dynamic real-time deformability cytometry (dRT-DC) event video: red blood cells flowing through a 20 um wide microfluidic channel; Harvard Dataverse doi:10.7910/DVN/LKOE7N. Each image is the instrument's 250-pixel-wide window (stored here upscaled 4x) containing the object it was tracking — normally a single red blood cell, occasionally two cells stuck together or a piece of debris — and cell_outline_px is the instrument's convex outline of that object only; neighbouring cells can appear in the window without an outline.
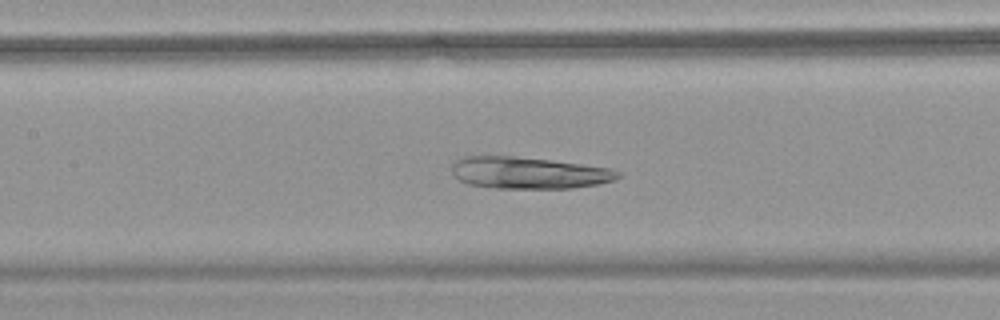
{"species": "common noctule bat (a hibernating species)", "species_latin": "Nyctalus noctula", "temperature_condition": "warm", "stored_images_in_passage": 38, "camera_frame_rate_fps": 3000, "um_per_image_px": 0.085, "animal": {"sex": "female", "body_mass_g": 18.4}, "frame": {"image": 1, "passage_image": 15, "time_ms": 4.667, "image_size_px": [1000, 320], "cell_outline_px": [[620, 176], [612, 180], [596, 184], [572, 188], [496, 188], [468, 184], [460, 180], [452, 172], [452, 164], [456, 160], [464, 156], [512, 156], [552, 160], [612, 168], [620, 172]], "centroid_in_image_um": [44.93, 14.68], "position_along_channel_um": 162.5, "area_um2": 30.63}}
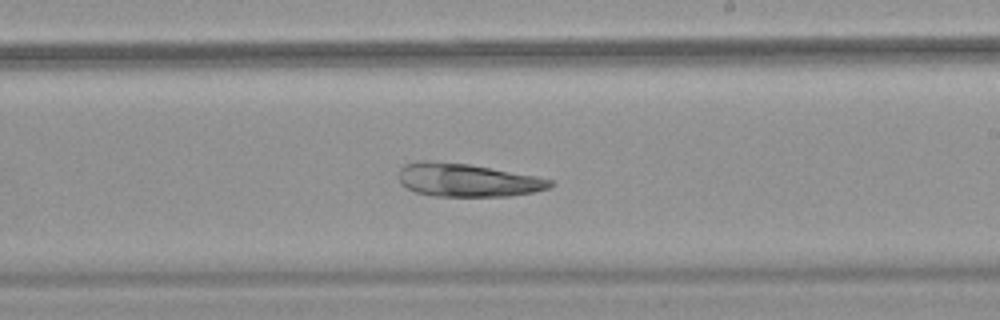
{"frame": {"image": 2, "passage_image": 22, "time_ms": 7.0, "image_size_px": [1000, 320], "cell_outline_px": [[556, 184], [548, 188], [532, 192], [508, 196], [432, 196], [416, 192], [400, 184], [400, 168], [404, 164], [420, 160], [428, 160], [468, 164], [536, 176], [552, 180]], "centroid_in_image_um": [39.7, 15.3], "position_along_channel_um": 249.3, "area_um2": 29.19}}
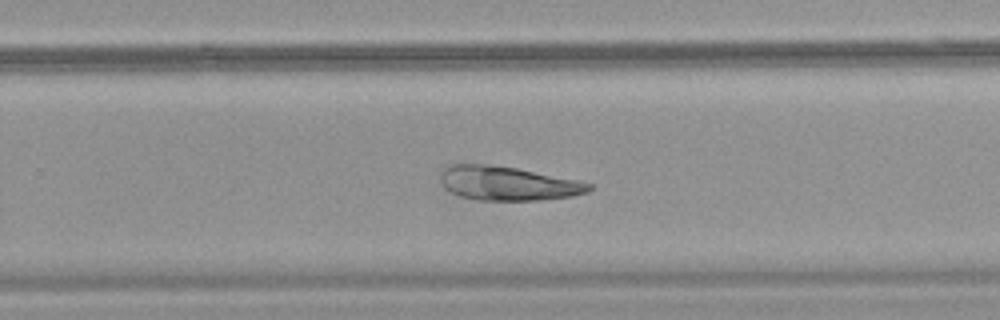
{"frame": {"image": 3, "passage_image": 25, "time_ms": 8.0, "image_size_px": [1000, 320], "cell_outline_px": [[592, 188], [588, 192], [572, 196], [540, 200], [476, 200], [460, 196], [448, 192], [444, 188], [440, 180], [440, 176], [444, 168], [452, 164], [488, 164], [516, 168], [576, 180], [592, 184]], "centroid_in_image_um": [43.12, 15.59], "position_along_channel_um": 286.7, "area_um2": 29.42}}